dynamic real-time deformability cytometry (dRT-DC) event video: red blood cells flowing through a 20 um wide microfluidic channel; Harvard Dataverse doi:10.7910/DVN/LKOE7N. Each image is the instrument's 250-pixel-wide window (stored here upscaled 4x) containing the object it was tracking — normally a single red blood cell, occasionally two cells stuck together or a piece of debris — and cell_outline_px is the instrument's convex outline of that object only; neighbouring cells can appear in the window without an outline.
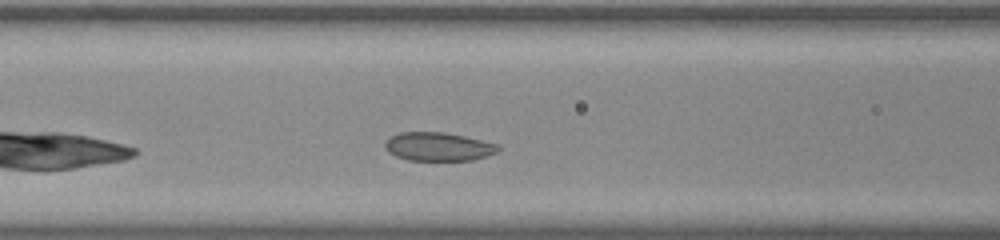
{"species": "common noctule bat (a hibernating species)", "species_latin": "Nyctalus noctula", "temperature_condition": "room temperature", "stored_images_in_passage": 30, "camera_frame_rate_fps": 3000, "um_per_image_px": 0.085, "animal": {"sex": "male", "body_mass_g": 20.0, "forearm_length_mm": 53.3}, "frame": {"image": 1, "passage_image": 7, "time_ms": 2.0, "image_size_px": [1000, 240], "cell_outline_px": [[500, 148], [496, 152], [472, 160], [408, 160], [396, 156], [388, 152], [384, 148], [384, 144], [392, 136], [400, 132], [444, 132], [464, 136], [496, 144]], "centroid_in_image_um": [37.21, 12.46], "position_along_channel_um": 129.4, "area_um2": 18.55}}
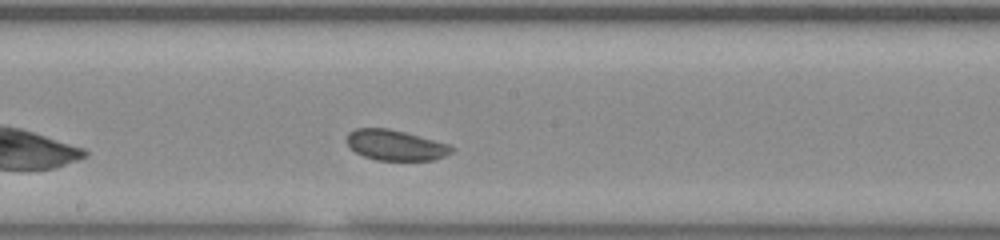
{"frame": {"image": 2, "passage_image": 14, "time_ms": 4.333, "image_size_px": [1000, 240], "cell_outline_px": [[452, 152], [444, 156], [432, 160], [376, 160], [364, 156], [356, 152], [348, 144], [348, 132], [356, 128], [388, 128], [404, 132], [448, 144], [452, 148]], "centroid_in_image_um": [33.59, 12.34], "position_along_channel_um": 214.6, "area_um2": 18.26}}
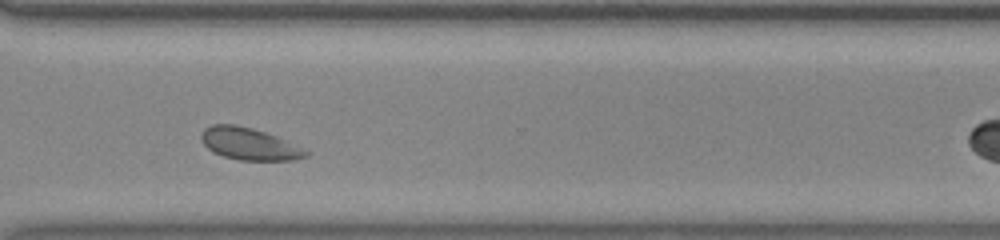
{"frame": {"image": 3, "passage_image": 25, "time_ms": 8.0, "image_size_px": [1000, 240], "cell_outline_px": [[312, 152], [308, 156], [296, 160], [240, 160], [224, 156], [212, 152], [204, 144], [200, 136], [204, 128], [212, 124], [232, 124], [252, 128], [276, 136], [308, 148]], "centroid_in_image_um": [21.26, 12.24], "position_along_channel_um": 349.3, "area_um2": 19.83}, "authors_computed_cell_mechanics": {"area_um2": 18.8428, "velocity_mm_per_s": 3.6663, "shape_relaxation_time_tau1_ms": null, "shape_relaxation_time_tau2_ms": 4.4077, "deformation_change_tau1": null, "deformation_change_tau2": 0.0828}}